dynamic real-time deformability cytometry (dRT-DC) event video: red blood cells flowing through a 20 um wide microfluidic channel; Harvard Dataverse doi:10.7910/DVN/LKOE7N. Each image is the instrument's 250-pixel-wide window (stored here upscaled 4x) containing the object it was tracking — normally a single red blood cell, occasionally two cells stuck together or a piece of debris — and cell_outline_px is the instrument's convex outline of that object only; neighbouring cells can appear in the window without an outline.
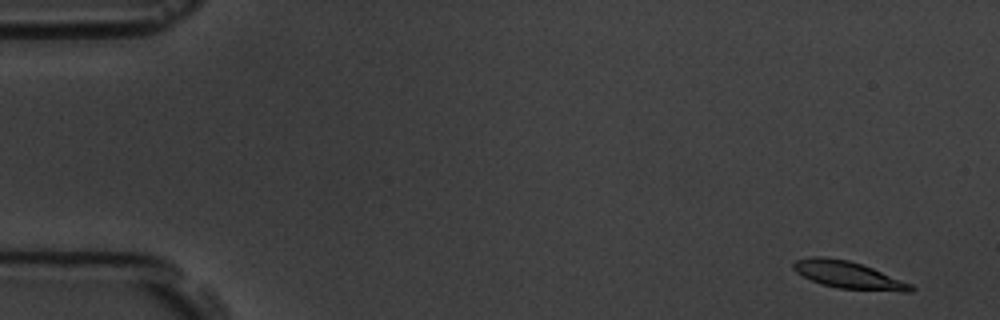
{"species": "common noctule bat (a hibernating species)", "species_latin": "Nyctalus noctula", "temperature_condition": "room temperature", "stored_images_in_passage": 57, "camera_frame_rate_fps": 3000, "um_per_image_px": 0.085, "animal": {"sex": "male", "body_mass_g": 19.5, "forearm_length_mm": 54.6}, "frame": {"image": 1, "passage_image": 2, "time_ms": 0.333, "image_size_px": [1000, 320], "cell_outline_px": [[916, 288], [912, 292], [900, 292], [836, 288], [820, 284], [796, 272], [792, 268], [792, 264], [796, 260], [812, 256], [824, 256], [848, 260], [872, 268], [912, 284]], "centroid_in_image_um": [72.11, 23.38], "position_along_channel_um": 12.9, "area_um2": 18.73}}
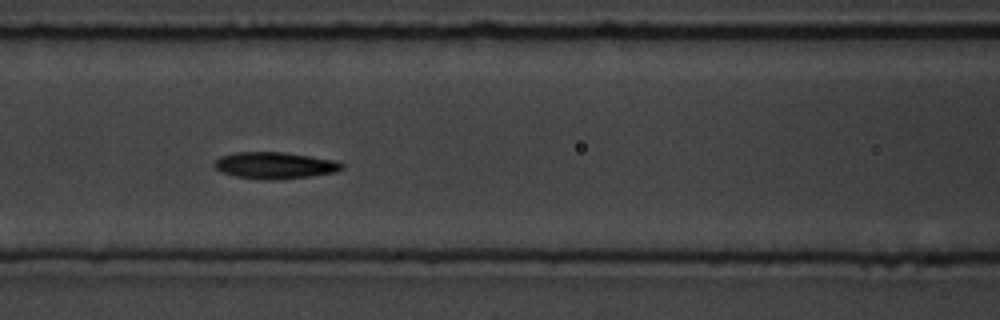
{"frame": {"image": 2, "passage_image": 24, "time_ms": 7.667, "image_size_px": [1000, 320], "cell_outline_px": [[344, 168], [336, 172], [308, 176], [272, 180], [268, 180], [236, 176], [224, 172], [216, 168], [212, 164], [220, 156], [236, 152], [284, 152], [336, 160], [344, 164]], "centroid_in_image_um": [23.38, 14.05], "position_along_channel_um": 143.2, "area_um2": 19.65}}
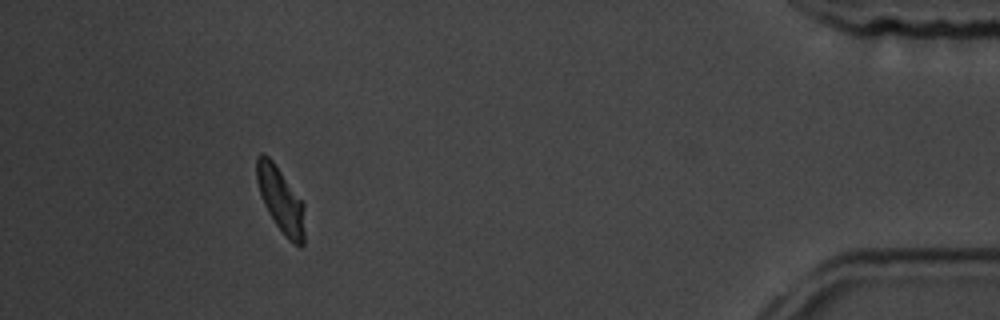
{"frame": {"image": 3, "passage_image": 52, "time_ms": 17.0, "image_size_px": [1000, 320], "cell_outline_px": [[304, 244], [300, 248], [288, 240], [276, 224], [268, 212], [260, 196], [256, 180], [256, 156], [260, 152], [268, 156], [272, 160], [304, 204]], "centroid_in_image_um": [23.84, 17.0], "position_along_channel_um": 411.4, "area_um2": 18.21}, "authors_computed_cell_mechanics": {"area_um2": 18.9584, "velocity_mm_per_s": 3.5148, "shape_relaxation_time_tau1_ms": 2.8561, "shape_relaxation_time_tau2_ms": 2.2277, "deformation_change_tau1": 0.1701, "deformation_change_tau2": 0.0802}}